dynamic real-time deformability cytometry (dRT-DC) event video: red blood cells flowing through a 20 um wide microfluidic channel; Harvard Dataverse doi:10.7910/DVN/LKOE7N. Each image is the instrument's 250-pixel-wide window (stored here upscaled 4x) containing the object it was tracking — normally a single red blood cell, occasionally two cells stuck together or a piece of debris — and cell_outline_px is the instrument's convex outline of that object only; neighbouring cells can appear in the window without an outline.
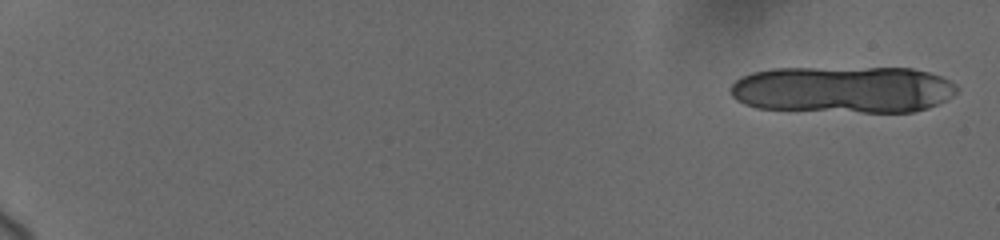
{"species": "human", "species_latin": "Homo sapiens", "temperature_condition": "cold", "stored_images_in_passage": 23, "camera_frame_rate_fps": 3000, "um_per_image_px": 0.085, "donor": {"sex": "female"}, "frame": {"image": 1, "passage_image": 1, "time_ms": 0.0, "image_size_px": [1000, 240], "cell_outline_px": [[956, 92], [952, 96], [928, 108], [912, 112], [864, 112], [756, 108], [744, 104], [736, 100], [732, 96], [728, 88], [740, 76], [752, 72], [772, 68], [912, 68], [928, 72], [940, 76], [956, 84]], "centroid_in_image_um": [71.62, 7.6], "position_along_channel_um": 13.4, "area_um2": 62.19}}